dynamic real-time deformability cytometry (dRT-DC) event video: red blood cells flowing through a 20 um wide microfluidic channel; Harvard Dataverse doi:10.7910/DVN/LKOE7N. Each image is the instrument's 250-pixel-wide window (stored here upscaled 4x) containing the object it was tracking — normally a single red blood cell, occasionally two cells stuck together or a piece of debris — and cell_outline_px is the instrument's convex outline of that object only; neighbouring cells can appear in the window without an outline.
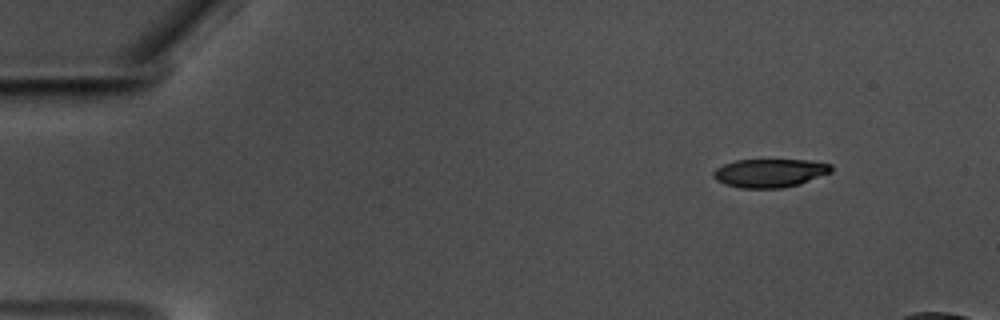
{"species": "common noctule bat (a hibernating species)", "species_latin": "Nyctalus noctula", "temperature_condition": "warm", "stored_images_in_passage": 11, "camera_frame_rate_fps": 3000, "um_per_image_px": 0.085, "animal": {"sex": "male", "body_mass_g": 17.5, "forearm_length_mm": 52.3}, "frame": {"image": 1, "passage_image": 1, "time_ms": 0.0, "image_size_px": [1000, 320], "cell_outline_px": [[832, 172], [800, 184], [780, 188], [740, 188], [724, 184], [716, 180], [712, 176], [712, 172], [716, 168], [724, 164], [736, 160], [808, 160], [832, 164]], "centroid_in_image_um": [65.42, 14.71], "position_along_channel_um": 19.6, "area_um2": 19.65}}